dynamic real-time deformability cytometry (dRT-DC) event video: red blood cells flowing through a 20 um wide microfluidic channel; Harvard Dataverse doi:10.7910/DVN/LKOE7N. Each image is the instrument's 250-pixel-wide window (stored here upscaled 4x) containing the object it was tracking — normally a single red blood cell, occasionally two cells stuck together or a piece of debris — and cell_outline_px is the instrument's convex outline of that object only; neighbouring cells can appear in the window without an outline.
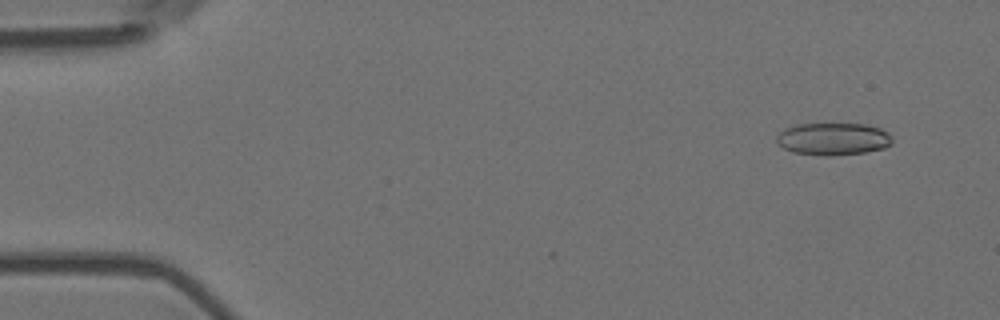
{"species": "Egyptian fruit bat (a non-hibernating species)", "species_latin": "Rousettus aegyptiacus", "temperature_condition": "room temperature", "stored_images_in_passage": 7, "camera_frame_rate_fps": 3000, "um_per_image_px": 0.085, "animal": {"sex": "female"}, "frame": {"image": 1, "passage_image": 4, "time_ms": 1.0, "image_size_px": [1000, 320], "cell_outline_px": [[892, 144], [884, 148], [864, 152], [832, 156], [824, 156], [792, 152], [784, 148], [776, 140], [776, 136], [784, 128], [796, 124], [864, 124], [880, 128], [888, 132], [892, 136]], "centroid_in_image_um": [70.82, 11.81], "position_along_channel_um": 14.2, "area_um2": 21.91}}